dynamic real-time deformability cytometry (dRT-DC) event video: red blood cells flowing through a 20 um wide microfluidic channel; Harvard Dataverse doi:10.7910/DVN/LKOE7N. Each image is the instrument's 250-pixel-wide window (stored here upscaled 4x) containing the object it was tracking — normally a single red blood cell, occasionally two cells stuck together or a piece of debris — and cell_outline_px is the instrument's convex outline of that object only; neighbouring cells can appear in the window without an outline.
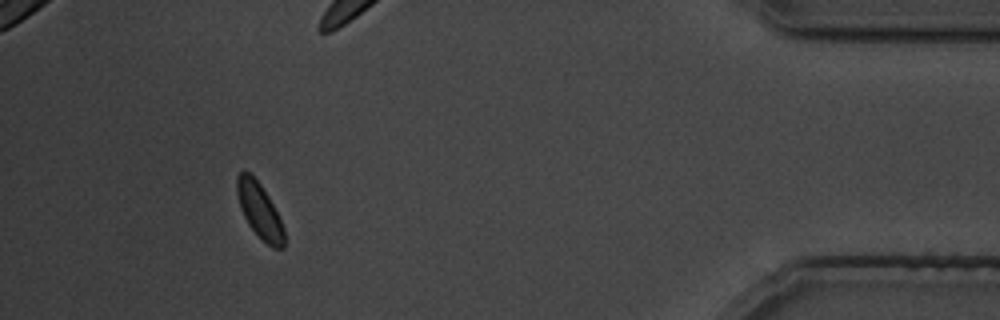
{"species": "common noctule bat (a hibernating species)", "species_latin": "Nyctalus noctula", "temperature_condition": "cold", "stored_images_in_passage": 32, "segment_of_instrument_passage": [1, 2], "camera_frame_rate_fps": 3000, "um_per_image_px": 0.085, "animal": {"sex": "male", "body_mass_g": 19.5, "forearm_length_mm": 54.6}, "frame": {"image": 1, "passage_image": 28, "time_ms": 35.333, "image_size_px": [1000, 320], "cell_outline_px": [[284, 248], [272, 248], [248, 224], [240, 208], [236, 192], [236, 176], [244, 168], [260, 184], [268, 196], [284, 228]], "centroid_in_image_um": [22.03, 17.86], "position_along_channel_um": 413.2, "area_um2": 14.91}}